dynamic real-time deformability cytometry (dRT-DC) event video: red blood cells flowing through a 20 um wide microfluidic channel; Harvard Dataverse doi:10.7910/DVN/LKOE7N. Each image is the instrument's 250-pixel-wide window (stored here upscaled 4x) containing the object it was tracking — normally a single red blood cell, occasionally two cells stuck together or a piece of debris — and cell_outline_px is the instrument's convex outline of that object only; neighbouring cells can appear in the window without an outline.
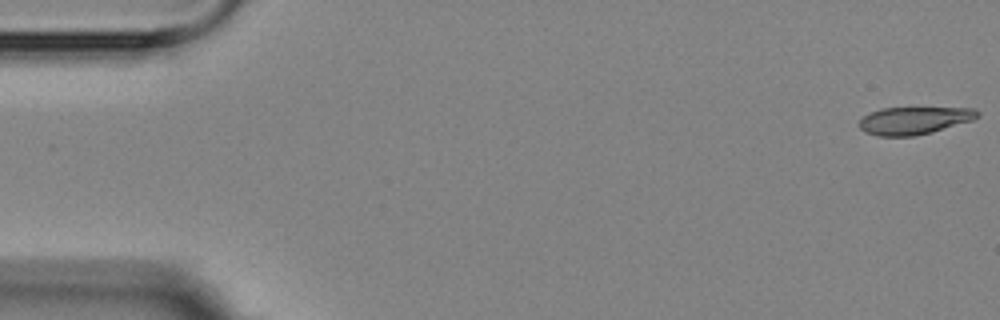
{"species": "Egyptian fruit bat (a non-hibernating species)", "species_latin": "Rousettus aegyptiacus", "temperature_condition": "room temperature", "stored_images_in_passage": 6, "camera_frame_rate_fps": 3000, "um_per_image_px": 0.085, "animal": {"sex": "female"}, "frame": {"image": 1, "passage_image": 1, "time_ms": 0.0, "image_size_px": [1000, 320], "cell_outline_px": [[980, 116], [972, 120], [932, 132], [916, 136], [876, 136], [864, 132], [860, 128], [860, 120], [864, 116], [880, 108], [972, 108], [980, 112]], "centroid_in_image_um": [77.7, 10.25], "position_along_channel_um": 7.3, "area_um2": 18.9}}
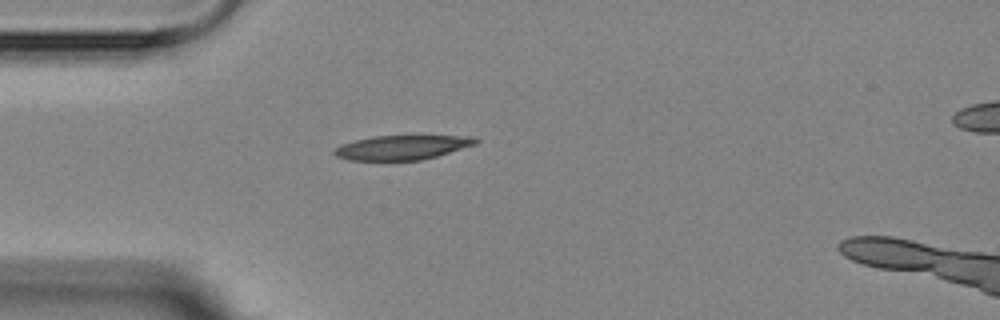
{"frame": {"image": 2, "passage_image": 5, "time_ms": 4.667, "image_size_px": [1000, 320], "cell_outline_px": [[480, 140], [476, 144], [436, 156], [420, 160], [348, 160], [336, 156], [332, 152], [332, 148], [340, 144], [372, 136], [472, 136]], "centroid_in_image_um": [34.12, 12.53], "position_along_channel_um": 50.9, "area_um2": 20.06}}